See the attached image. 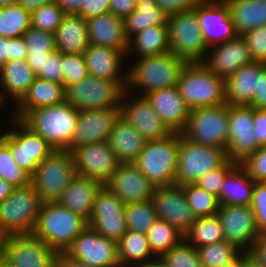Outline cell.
<instances>
[{"mask_svg":"<svg viewBox=\"0 0 266 267\" xmlns=\"http://www.w3.org/2000/svg\"><path fill=\"white\" fill-rule=\"evenodd\" d=\"M88 226L87 221L58 202L42 203L32 234L57 252H65Z\"/></svg>","mask_w":266,"mask_h":267,"instance_id":"cell-1","label":"cell"},{"mask_svg":"<svg viewBox=\"0 0 266 267\" xmlns=\"http://www.w3.org/2000/svg\"><path fill=\"white\" fill-rule=\"evenodd\" d=\"M79 110L66 101L31 110L22 121L55 150H67L75 135Z\"/></svg>","mask_w":266,"mask_h":267,"instance_id":"cell-2","label":"cell"},{"mask_svg":"<svg viewBox=\"0 0 266 267\" xmlns=\"http://www.w3.org/2000/svg\"><path fill=\"white\" fill-rule=\"evenodd\" d=\"M136 64L127 73L125 91L133 87L143 89L147 93L176 86L181 72L187 62L172 52L137 58Z\"/></svg>","mask_w":266,"mask_h":267,"instance_id":"cell-3","label":"cell"},{"mask_svg":"<svg viewBox=\"0 0 266 267\" xmlns=\"http://www.w3.org/2000/svg\"><path fill=\"white\" fill-rule=\"evenodd\" d=\"M176 87L190 109L227 104L225 79L201 62L187 63Z\"/></svg>","mask_w":266,"mask_h":267,"instance_id":"cell-4","label":"cell"},{"mask_svg":"<svg viewBox=\"0 0 266 267\" xmlns=\"http://www.w3.org/2000/svg\"><path fill=\"white\" fill-rule=\"evenodd\" d=\"M42 201L32 183L16 187L0 202V232L5 236L32 234Z\"/></svg>","mask_w":266,"mask_h":267,"instance_id":"cell-5","label":"cell"},{"mask_svg":"<svg viewBox=\"0 0 266 267\" xmlns=\"http://www.w3.org/2000/svg\"><path fill=\"white\" fill-rule=\"evenodd\" d=\"M227 160L226 149L196 143L179 133L175 184H195L201 176L221 167Z\"/></svg>","mask_w":266,"mask_h":267,"instance_id":"cell-6","label":"cell"},{"mask_svg":"<svg viewBox=\"0 0 266 267\" xmlns=\"http://www.w3.org/2000/svg\"><path fill=\"white\" fill-rule=\"evenodd\" d=\"M179 133L153 141H146L138 159L139 170L156 187L174 185L176 181Z\"/></svg>","mask_w":266,"mask_h":267,"instance_id":"cell-7","label":"cell"},{"mask_svg":"<svg viewBox=\"0 0 266 267\" xmlns=\"http://www.w3.org/2000/svg\"><path fill=\"white\" fill-rule=\"evenodd\" d=\"M76 175L72 153L68 150H54L37 165L31 183L42 203L57 202Z\"/></svg>","mask_w":266,"mask_h":267,"instance_id":"cell-8","label":"cell"},{"mask_svg":"<svg viewBox=\"0 0 266 267\" xmlns=\"http://www.w3.org/2000/svg\"><path fill=\"white\" fill-rule=\"evenodd\" d=\"M167 28L170 52L187 63L204 60L209 48L193 9L168 15Z\"/></svg>","mask_w":266,"mask_h":267,"instance_id":"cell-9","label":"cell"},{"mask_svg":"<svg viewBox=\"0 0 266 267\" xmlns=\"http://www.w3.org/2000/svg\"><path fill=\"white\" fill-rule=\"evenodd\" d=\"M126 83L88 75L65 89V101L77 110L119 107Z\"/></svg>","mask_w":266,"mask_h":267,"instance_id":"cell-10","label":"cell"},{"mask_svg":"<svg viewBox=\"0 0 266 267\" xmlns=\"http://www.w3.org/2000/svg\"><path fill=\"white\" fill-rule=\"evenodd\" d=\"M229 105L190 110L189 121L182 132L189 140L226 149L229 132Z\"/></svg>","mask_w":266,"mask_h":267,"instance_id":"cell-11","label":"cell"},{"mask_svg":"<svg viewBox=\"0 0 266 267\" xmlns=\"http://www.w3.org/2000/svg\"><path fill=\"white\" fill-rule=\"evenodd\" d=\"M13 119L17 129L6 131L3 142L10 148L16 164L32 176L37 165L55 149L21 119Z\"/></svg>","mask_w":266,"mask_h":267,"instance_id":"cell-12","label":"cell"},{"mask_svg":"<svg viewBox=\"0 0 266 267\" xmlns=\"http://www.w3.org/2000/svg\"><path fill=\"white\" fill-rule=\"evenodd\" d=\"M58 254L33 234L9 235L3 261L10 267H55Z\"/></svg>","mask_w":266,"mask_h":267,"instance_id":"cell-13","label":"cell"},{"mask_svg":"<svg viewBox=\"0 0 266 267\" xmlns=\"http://www.w3.org/2000/svg\"><path fill=\"white\" fill-rule=\"evenodd\" d=\"M88 226L107 239L118 242L127 232L125 204L105 186L96 194Z\"/></svg>","mask_w":266,"mask_h":267,"instance_id":"cell-14","label":"cell"},{"mask_svg":"<svg viewBox=\"0 0 266 267\" xmlns=\"http://www.w3.org/2000/svg\"><path fill=\"white\" fill-rule=\"evenodd\" d=\"M228 118L227 157L241 163L260 147L254 132V109L250 105H229Z\"/></svg>","mask_w":266,"mask_h":267,"instance_id":"cell-15","label":"cell"},{"mask_svg":"<svg viewBox=\"0 0 266 267\" xmlns=\"http://www.w3.org/2000/svg\"><path fill=\"white\" fill-rule=\"evenodd\" d=\"M152 202L157 218L170 223L185 235L196 222L197 217L188 205L181 185L155 187Z\"/></svg>","mask_w":266,"mask_h":267,"instance_id":"cell-16","label":"cell"},{"mask_svg":"<svg viewBox=\"0 0 266 267\" xmlns=\"http://www.w3.org/2000/svg\"><path fill=\"white\" fill-rule=\"evenodd\" d=\"M65 252L90 267H120L117 242L107 239L89 226Z\"/></svg>","mask_w":266,"mask_h":267,"instance_id":"cell-17","label":"cell"},{"mask_svg":"<svg viewBox=\"0 0 266 267\" xmlns=\"http://www.w3.org/2000/svg\"><path fill=\"white\" fill-rule=\"evenodd\" d=\"M207 47L234 39L238 34L223 0H200L193 8Z\"/></svg>","mask_w":266,"mask_h":267,"instance_id":"cell-18","label":"cell"},{"mask_svg":"<svg viewBox=\"0 0 266 267\" xmlns=\"http://www.w3.org/2000/svg\"><path fill=\"white\" fill-rule=\"evenodd\" d=\"M216 215L220 219L225 240L240 250L250 251L260 235L251 206L219 205Z\"/></svg>","mask_w":266,"mask_h":267,"instance_id":"cell-19","label":"cell"},{"mask_svg":"<svg viewBox=\"0 0 266 267\" xmlns=\"http://www.w3.org/2000/svg\"><path fill=\"white\" fill-rule=\"evenodd\" d=\"M71 153L77 174L94 179L103 186L120 163L107 141L86 144Z\"/></svg>","mask_w":266,"mask_h":267,"instance_id":"cell-20","label":"cell"},{"mask_svg":"<svg viewBox=\"0 0 266 267\" xmlns=\"http://www.w3.org/2000/svg\"><path fill=\"white\" fill-rule=\"evenodd\" d=\"M119 116V107L79 110L75 135L67 150L72 152L86 144L106 142Z\"/></svg>","mask_w":266,"mask_h":267,"instance_id":"cell-21","label":"cell"},{"mask_svg":"<svg viewBox=\"0 0 266 267\" xmlns=\"http://www.w3.org/2000/svg\"><path fill=\"white\" fill-rule=\"evenodd\" d=\"M104 186L125 205L152 200L156 187L135 163H119Z\"/></svg>","mask_w":266,"mask_h":267,"instance_id":"cell-22","label":"cell"},{"mask_svg":"<svg viewBox=\"0 0 266 267\" xmlns=\"http://www.w3.org/2000/svg\"><path fill=\"white\" fill-rule=\"evenodd\" d=\"M130 91H125L122 95L119 106L120 117L128 122L146 141L160 140L170 136L173 132L165 125L144 96H138L134 101L133 99L128 102L123 100L128 98Z\"/></svg>","mask_w":266,"mask_h":267,"instance_id":"cell-23","label":"cell"},{"mask_svg":"<svg viewBox=\"0 0 266 267\" xmlns=\"http://www.w3.org/2000/svg\"><path fill=\"white\" fill-rule=\"evenodd\" d=\"M210 48L211 51L208 50L201 63L216 76L224 79L231 76L243 65L252 62L247 42L242 35H237L234 39Z\"/></svg>","mask_w":266,"mask_h":267,"instance_id":"cell-24","label":"cell"},{"mask_svg":"<svg viewBox=\"0 0 266 267\" xmlns=\"http://www.w3.org/2000/svg\"><path fill=\"white\" fill-rule=\"evenodd\" d=\"M144 97L172 132L182 133L186 129L191 109L176 86L147 93Z\"/></svg>","mask_w":266,"mask_h":267,"instance_id":"cell-25","label":"cell"},{"mask_svg":"<svg viewBox=\"0 0 266 267\" xmlns=\"http://www.w3.org/2000/svg\"><path fill=\"white\" fill-rule=\"evenodd\" d=\"M89 44L122 50L127 54L128 39L124 32V20L111 12L87 18Z\"/></svg>","mask_w":266,"mask_h":267,"instance_id":"cell-26","label":"cell"},{"mask_svg":"<svg viewBox=\"0 0 266 267\" xmlns=\"http://www.w3.org/2000/svg\"><path fill=\"white\" fill-rule=\"evenodd\" d=\"M265 70V62L252 61L227 77L225 79L226 103L250 105L254 92H257L258 79Z\"/></svg>","mask_w":266,"mask_h":267,"instance_id":"cell-27","label":"cell"},{"mask_svg":"<svg viewBox=\"0 0 266 267\" xmlns=\"http://www.w3.org/2000/svg\"><path fill=\"white\" fill-rule=\"evenodd\" d=\"M83 55L88 75L98 79L127 81V74L120 75L122 60L127 55L122 50L89 44Z\"/></svg>","mask_w":266,"mask_h":267,"instance_id":"cell-28","label":"cell"},{"mask_svg":"<svg viewBox=\"0 0 266 267\" xmlns=\"http://www.w3.org/2000/svg\"><path fill=\"white\" fill-rule=\"evenodd\" d=\"M102 186L94 179L77 174L57 202L88 222L96 194Z\"/></svg>","mask_w":266,"mask_h":267,"instance_id":"cell-29","label":"cell"},{"mask_svg":"<svg viewBox=\"0 0 266 267\" xmlns=\"http://www.w3.org/2000/svg\"><path fill=\"white\" fill-rule=\"evenodd\" d=\"M65 94L63 84L36 77L28 92L16 104L13 118L22 120L31 110L60 104L65 101Z\"/></svg>","mask_w":266,"mask_h":267,"instance_id":"cell-30","label":"cell"},{"mask_svg":"<svg viewBox=\"0 0 266 267\" xmlns=\"http://www.w3.org/2000/svg\"><path fill=\"white\" fill-rule=\"evenodd\" d=\"M107 143L120 163H134L141 154L146 140L119 116L109 134Z\"/></svg>","mask_w":266,"mask_h":267,"instance_id":"cell-31","label":"cell"},{"mask_svg":"<svg viewBox=\"0 0 266 267\" xmlns=\"http://www.w3.org/2000/svg\"><path fill=\"white\" fill-rule=\"evenodd\" d=\"M87 22L78 14H66L54 34L55 48L64 54H83L89 46Z\"/></svg>","mask_w":266,"mask_h":267,"instance_id":"cell-32","label":"cell"},{"mask_svg":"<svg viewBox=\"0 0 266 267\" xmlns=\"http://www.w3.org/2000/svg\"><path fill=\"white\" fill-rule=\"evenodd\" d=\"M255 181L238 163L225 177L219 196L220 205L250 206L252 202Z\"/></svg>","mask_w":266,"mask_h":267,"instance_id":"cell-33","label":"cell"},{"mask_svg":"<svg viewBox=\"0 0 266 267\" xmlns=\"http://www.w3.org/2000/svg\"><path fill=\"white\" fill-rule=\"evenodd\" d=\"M36 75L29 67L26 60H12L8 61L0 68V85L4 89L0 92V100L2 103L5 100L4 92H7L8 97H13L18 104L25 94L28 92L30 86L35 81ZM4 99V100H3Z\"/></svg>","mask_w":266,"mask_h":267,"instance_id":"cell-34","label":"cell"},{"mask_svg":"<svg viewBox=\"0 0 266 267\" xmlns=\"http://www.w3.org/2000/svg\"><path fill=\"white\" fill-rule=\"evenodd\" d=\"M238 35L266 25V0H223Z\"/></svg>","mask_w":266,"mask_h":267,"instance_id":"cell-35","label":"cell"},{"mask_svg":"<svg viewBox=\"0 0 266 267\" xmlns=\"http://www.w3.org/2000/svg\"><path fill=\"white\" fill-rule=\"evenodd\" d=\"M134 52L138 58L170 52L167 24L153 25L128 40L127 54Z\"/></svg>","mask_w":266,"mask_h":267,"instance_id":"cell-36","label":"cell"},{"mask_svg":"<svg viewBox=\"0 0 266 267\" xmlns=\"http://www.w3.org/2000/svg\"><path fill=\"white\" fill-rule=\"evenodd\" d=\"M117 249L120 267H141L154 261L151 258L153 252L144 233L127 230L117 242Z\"/></svg>","mask_w":266,"mask_h":267,"instance_id":"cell-37","label":"cell"},{"mask_svg":"<svg viewBox=\"0 0 266 267\" xmlns=\"http://www.w3.org/2000/svg\"><path fill=\"white\" fill-rule=\"evenodd\" d=\"M167 18L168 14L154 0H136L135 10L123 19L125 35L129 40L149 26L167 24Z\"/></svg>","mask_w":266,"mask_h":267,"instance_id":"cell-38","label":"cell"},{"mask_svg":"<svg viewBox=\"0 0 266 267\" xmlns=\"http://www.w3.org/2000/svg\"><path fill=\"white\" fill-rule=\"evenodd\" d=\"M184 239L194 248L225 240L220 219L217 215L197 218L191 229L184 235Z\"/></svg>","mask_w":266,"mask_h":267,"instance_id":"cell-39","label":"cell"},{"mask_svg":"<svg viewBox=\"0 0 266 267\" xmlns=\"http://www.w3.org/2000/svg\"><path fill=\"white\" fill-rule=\"evenodd\" d=\"M31 27V13L18 3L0 8V36L22 37Z\"/></svg>","mask_w":266,"mask_h":267,"instance_id":"cell-40","label":"cell"},{"mask_svg":"<svg viewBox=\"0 0 266 267\" xmlns=\"http://www.w3.org/2000/svg\"><path fill=\"white\" fill-rule=\"evenodd\" d=\"M146 236L154 257L158 254L157 258L184 239V235L175 227L158 218L147 231Z\"/></svg>","mask_w":266,"mask_h":267,"instance_id":"cell-41","label":"cell"},{"mask_svg":"<svg viewBox=\"0 0 266 267\" xmlns=\"http://www.w3.org/2000/svg\"><path fill=\"white\" fill-rule=\"evenodd\" d=\"M125 218L128 230L146 234L157 220L152 200L126 204Z\"/></svg>","mask_w":266,"mask_h":267,"instance_id":"cell-42","label":"cell"},{"mask_svg":"<svg viewBox=\"0 0 266 267\" xmlns=\"http://www.w3.org/2000/svg\"><path fill=\"white\" fill-rule=\"evenodd\" d=\"M188 205L197 218L216 216L219 208L217 196L196 184L182 185Z\"/></svg>","mask_w":266,"mask_h":267,"instance_id":"cell-43","label":"cell"},{"mask_svg":"<svg viewBox=\"0 0 266 267\" xmlns=\"http://www.w3.org/2000/svg\"><path fill=\"white\" fill-rule=\"evenodd\" d=\"M202 267H221L235 259L242 250L235 244L223 240L196 248Z\"/></svg>","mask_w":266,"mask_h":267,"instance_id":"cell-44","label":"cell"},{"mask_svg":"<svg viewBox=\"0 0 266 267\" xmlns=\"http://www.w3.org/2000/svg\"><path fill=\"white\" fill-rule=\"evenodd\" d=\"M0 177L15 188L31 183V175L16 164L10 148L4 142L0 145Z\"/></svg>","mask_w":266,"mask_h":267,"instance_id":"cell-45","label":"cell"},{"mask_svg":"<svg viewBox=\"0 0 266 267\" xmlns=\"http://www.w3.org/2000/svg\"><path fill=\"white\" fill-rule=\"evenodd\" d=\"M158 258L166 267H202L196 248L185 239Z\"/></svg>","mask_w":266,"mask_h":267,"instance_id":"cell-46","label":"cell"},{"mask_svg":"<svg viewBox=\"0 0 266 267\" xmlns=\"http://www.w3.org/2000/svg\"><path fill=\"white\" fill-rule=\"evenodd\" d=\"M65 15L58 5L51 2L31 12V26L55 34Z\"/></svg>","mask_w":266,"mask_h":267,"instance_id":"cell-47","label":"cell"},{"mask_svg":"<svg viewBox=\"0 0 266 267\" xmlns=\"http://www.w3.org/2000/svg\"><path fill=\"white\" fill-rule=\"evenodd\" d=\"M63 86L66 89L88 76L87 65L83 54L62 53Z\"/></svg>","mask_w":266,"mask_h":267,"instance_id":"cell-48","label":"cell"},{"mask_svg":"<svg viewBox=\"0 0 266 267\" xmlns=\"http://www.w3.org/2000/svg\"><path fill=\"white\" fill-rule=\"evenodd\" d=\"M237 164V162L228 159L221 167L201 176L195 184L218 197L225 177Z\"/></svg>","mask_w":266,"mask_h":267,"instance_id":"cell-49","label":"cell"},{"mask_svg":"<svg viewBox=\"0 0 266 267\" xmlns=\"http://www.w3.org/2000/svg\"><path fill=\"white\" fill-rule=\"evenodd\" d=\"M23 39L28 48V52H54V34L45 32L32 26L23 33Z\"/></svg>","mask_w":266,"mask_h":267,"instance_id":"cell-50","label":"cell"},{"mask_svg":"<svg viewBox=\"0 0 266 267\" xmlns=\"http://www.w3.org/2000/svg\"><path fill=\"white\" fill-rule=\"evenodd\" d=\"M255 182H266V145L239 163Z\"/></svg>","mask_w":266,"mask_h":267,"instance_id":"cell-51","label":"cell"},{"mask_svg":"<svg viewBox=\"0 0 266 267\" xmlns=\"http://www.w3.org/2000/svg\"><path fill=\"white\" fill-rule=\"evenodd\" d=\"M242 36L247 42L252 61L266 63V25L250 30Z\"/></svg>","mask_w":266,"mask_h":267,"instance_id":"cell-52","label":"cell"},{"mask_svg":"<svg viewBox=\"0 0 266 267\" xmlns=\"http://www.w3.org/2000/svg\"><path fill=\"white\" fill-rule=\"evenodd\" d=\"M251 208L260 234L266 233V182H255Z\"/></svg>","mask_w":266,"mask_h":267,"instance_id":"cell-53","label":"cell"},{"mask_svg":"<svg viewBox=\"0 0 266 267\" xmlns=\"http://www.w3.org/2000/svg\"><path fill=\"white\" fill-rule=\"evenodd\" d=\"M62 53L55 50L43 63V72L37 77L63 84Z\"/></svg>","mask_w":266,"mask_h":267,"instance_id":"cell-54","label":"cell"},{"mask_svg":"<svg viewBox=\"0 0 266 267\" xmlns=\"http://www.w3.org/2000/svg\"><path fill=\"white\" fill-rule=\"evenodd\" d=\"M110 0H82L80 11L77 13L84 19L110 12Z\"/></svg>","mask_w":266,"mask_h":267,"instance_id":"cell-55","label":"cell"},{"mask_svg":"<svg viewBox=\"0 0 266 267\" xmlns=\"http://www.w3.org/2000/svg\"><path fill=\"white\" fill-rule=\"evenodd\" d=\"M168 15L192 9L200 0H154Z\"/></svg>","mask_w":266,"mask_h":267,"instance_id":"cell-56","label":"cell"},{"mask_svg":"<svg viewBox=\"0 0 266 267\" xmlns=\"http://www.w3.org/2000/svg\"><path fill=\"white\" fill-rule=\"evenodd\" d=\"M254 132L257 143L266 145V110L254 109Z\"/></svg>","mask_w":266,"mask_h":267,"instance_id":"cell-57","label":"cell"},{"mask_svg":"<svg viewBox=\"0 0 266 267\" xmlns=\"http://www.w3.org/2000/svg\"><path fill=\"white\" fill-rule=\"evenodd\" d=\"M250 106L256 110H266V70L258 79L257 92H254Z\"/></svg>","mask_w":266,"mask_h":267,"instance_id":"cell-58","label":"cell"},{"mask_svg":"<svg viewBox=\"0 0 266 267\" xmlns=\"http://www.w3.org/2000/svg\"><path fill=\"white\" fill-rule=\"evenodd\" d=\"M136 6V0H110V12L117 17L124 19L130 15Z\"/></svg>","mask_w":266,"mask_h":267,"instance_id":"cell-59","label":"cell"},{"mask_svg":"<svg viewBox=\"0 0 266 267\" xmlns=\"http://www.w3.org/2000/svg\"><path fill=\"white\" fill-rule=\"evenodd\" d=\"M52 52H28L26 62L35 73L36 77L43 72V63Z\"/></svg>","mask_w":266,"mask_h":267,"instance_id":"cell-60","label":"cell"},{"mask_svg":"<svg viewBox=\"0 0 266 267\" xmlns=\"http://www.w3.org/2000/svg\"><path fill=\"white\" fill-rule=\"evenodd\" d=\"M28 48L23 37L11 38V61L26 60Z\"/></svg>","mask_w":266,"mask_h":267,"instance_id":"cell-61","label":"cell"},{"mask_svg":"<svg viewBox=\"0 0 266 267\" xmlns=\"http://www.w3.org/2000/svg\"><path fill=\"white\" fill-rule=\"evenodd\" d=\"M250 252L263 267H266V233L259 235V237L255 240Z\"/></svg>","mask_w":266,"mask_h":267,"instance_id":"cell-62","label":"cell"},{"mask_svg":"<svg viewBox=\"0 0 266 267\" xmlns=\"http://www.w3.org/2000/svg\"><path fill=\"white\" fill-rule=\"evenodd\" d=\"M55 267H90L82 261L73 259L66 252H59Z\"/></svg>","mask_w":266,"mask_h":267,"instance_id":"cell-63","label":"cell"},{"mask_svg":"<svg viewBox=\"0 0 266 267\" xmlns=\"http://www.w3.org/2000/svg\"><path fill=\"white\" fill-rule=\"evenodd\" d=\"M66 14H77L80 11L82 0H54Z\"/></svg>","mask_w":266,"mask_h":267,"instance_id":"cell-64","label":"cell"},{"mask_svg":"<svg viewBox=\"0 0 266 267\" xmlns=\"http://www.w3.org/2000/svg\"><path fill=\"white\" fill-rule=\"evenodd\" d=\"M11 61V39L0 36V68Z\"/></svg>","mask_w":266,"mask_h":267,"instance_id":"cell-65","label":"cell"},{"mask_svg":"<svg viewBox=\"0 0 266 267\" xmlns=\"http://www.w3.org/2000/svg\"><path fill=\"white\" fill-rule=\"evenodd\" d=\"M54 0H19L18 4L23 6L30 13L37 8L44 6L45 4L51 3Z\"/></svg>","mask_w":266,"mask_h":267,"instance_id":"cell-66","label":"cell"},{"mask_svg":"<svg viewBox=\"0 0 266 267\" xmlns=\"http://www.w3.org/2000/svg\"><path fill=\"white\" fill-rule=\"evenodd\" d=\"M241 267H263V266L250 251H242Z\"/></svg>","mask_w":266,"mask_h":267,"instance_id":"cell-67","label":"cell"},{"mask_svg":"<svg viewBox=\"0 0 266 267\" xmlns=\"http://www.w3.org/2000/svg\"><path fill=\"white\" fill-rule=\"evenodd\" d=\"M15 187L0 177V202L6 199Z\"/></svg>","mask_w":266,"mask_h":267,"instance_id":"cell-68","label":"cell"},{"mask_svg":"<svg viewBox=\"0 0 266 267\" xmlns=\"http://www.w3.org/2000/svg\"><path fill=\"white\" fill-rule=\"evenodd\" d=\"M221 267H241V253L235 259L224 264Z\"/></svg>","mask_w":266,"mask_h":267,"instance_id":"cell-69","label":"cell"},{"mask_svg":"<svg viewBox=\"0 0 266 267\" xmlns=\"http://www.w3.org/2000/svg\"><path fill=\"white\" fill-rule=\"evenodd\" d=\"M141 267H166V266L163 264V262L159 258L156 257V260L154 259V261H151Z\"/></svg>","mask_w":266,"mask_h":267,"instance_id":"cell-70","label":"cell"},{"mask_svg":"<svg viewBox=\"0 0 266 267\" xmlns=\"http://www.w3.org/2000/svg\"><path fill=\"white\" fill-rule=\"evenodd\" d=\"M5 238H6V236L0 232V262L3 261Z\"/></svg>","mask_w":266,"mask_h":267,"instance_id":"cell-71","label":"cell"},{"mask_svg":"<svg viewBox=\"0 0 266 267\" xmlns=\"http://www.w3.org/2000/svg\"><path fill=\"white\" fill-rule=\"evenodd\" d=\"M19 0H0V8L18 3Z\"/></svg>","mask_w":266,"mask_h":267,"instance_id":"cell-72","label":"cell"},{"mask_svg":"<svg viewBox=\"0 0 266 267\" xmlns=\"http://www.w3.org/2000/svg\"><path fill=\"white\" fill-rule=\"evenodd\" d=\"M6 135V132H3V134H0V145L3 143L4 141V137Z\"/></svg>","mask_w":266,"mask_h":267,"instance_id":"cell-73","label":"cell"},{"mask_svg":"<svg viewBox=\"0 0 266 267\" xmlns=\"http://www.w3.org/2000/svg\"><path fill=\"white\" fill-rule=\"evenodd\" d=\"M0 267H10L6 262H0Z\"/></svg>","mask_w":266,"mask_h":267,"instance_id":"cell-74","label":"cell"},{"mask_svg":"<svg viewBox=\"0 0 266 267\" xmlns=\"http://www.w3.org/2000/svg\"><path fill=\"white\" fill-rule=\"evenodd\" d=\"M1 106H3V103H2L1 100H0V109H1Z\"/></svg>","mask_w":266,"mask_h":267,"instance_id":"cell-75","label":"cell"}]
</instances>
